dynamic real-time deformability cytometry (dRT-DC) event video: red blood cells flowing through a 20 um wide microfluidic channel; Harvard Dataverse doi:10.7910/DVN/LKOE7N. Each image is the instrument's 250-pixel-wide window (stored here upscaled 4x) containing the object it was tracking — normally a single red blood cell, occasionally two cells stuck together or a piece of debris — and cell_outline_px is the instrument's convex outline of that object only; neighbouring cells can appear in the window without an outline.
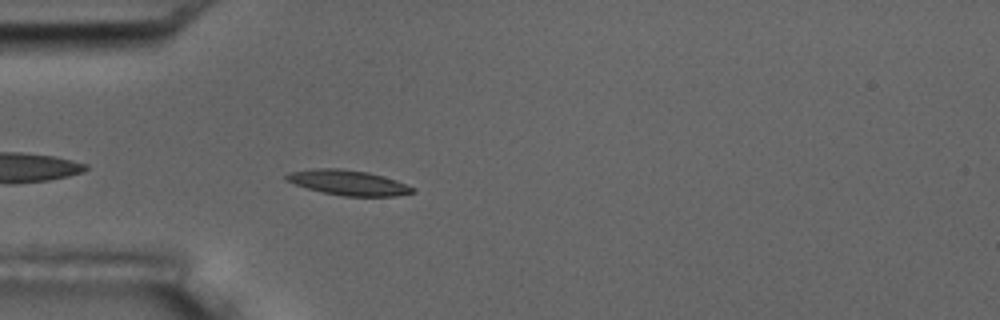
{"species": "common noctule bat (a hibernating species)", "species_latin": "Nyctalus noctula", "temperature_condition": "room temperature", "stored_images_in_passage": 4, "camera_frame_rate_fps": 3000, "um_per_image_px": 0.085, "animal": {"sex": "male", "body_mass_g": 17.5, "forearm_length_mm": 52.3}, "frame": {"image": 1, "passage_image": 4, "time_ms": 3.667, "image_size_px": [1000, 320], "cell_outline_px": [[416, 192], [396, 196], [344, 196], [324, 192], [308, 188], [284, 180], [284, 176], [292, 172], [320, 168], [340, 168], [368, 172], [384, 176], [396, 180], [416, 188]], "centroid_in_image_um": [29.66, 15.52], "position_along_channel_um": 55.3, "area_um2": 18.32}}